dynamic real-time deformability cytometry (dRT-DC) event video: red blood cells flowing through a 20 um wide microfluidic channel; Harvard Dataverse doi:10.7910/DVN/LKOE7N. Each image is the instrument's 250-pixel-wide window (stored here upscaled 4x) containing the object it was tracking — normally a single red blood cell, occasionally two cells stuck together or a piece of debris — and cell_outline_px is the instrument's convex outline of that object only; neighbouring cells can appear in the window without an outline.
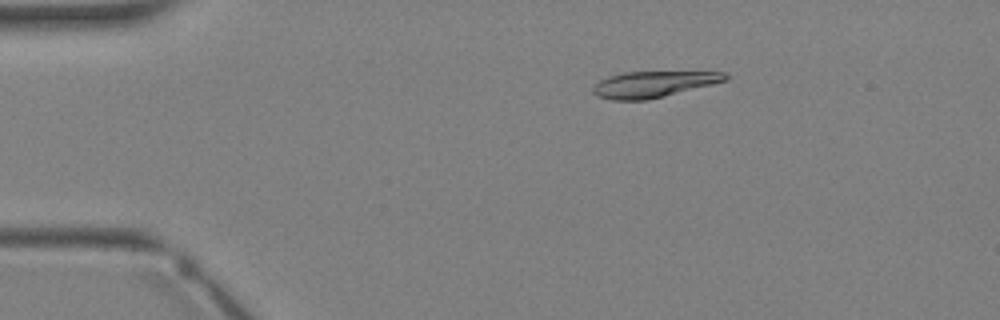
{"species": "Egyptian fruit bat (a non-hibernating species)", "species_latin": "Rousettus aegyptiacus", "temperature_condition": "warm", "stored_images_in_passage": 1, "camera_frame_rate_fps": 3000, "um_per_image_px": 0.085, "animal": {"sex": "female"}, "frame": {"image": 1, "passage_image": 1, "time_ms": 0.0, "image_size_px": [1000, 320], "cell_outline_px": [[728, 80], [648, 100], [612, 100], [600, 96], [592, 92], [592, 88], [600, 80], [608, 76], [624, 72], [724, 72], [728, 76]], "centroid_in_image_um": [55.52, 7.16], "position_along_channel_um": 29.5, "area_um2": 19.88}}